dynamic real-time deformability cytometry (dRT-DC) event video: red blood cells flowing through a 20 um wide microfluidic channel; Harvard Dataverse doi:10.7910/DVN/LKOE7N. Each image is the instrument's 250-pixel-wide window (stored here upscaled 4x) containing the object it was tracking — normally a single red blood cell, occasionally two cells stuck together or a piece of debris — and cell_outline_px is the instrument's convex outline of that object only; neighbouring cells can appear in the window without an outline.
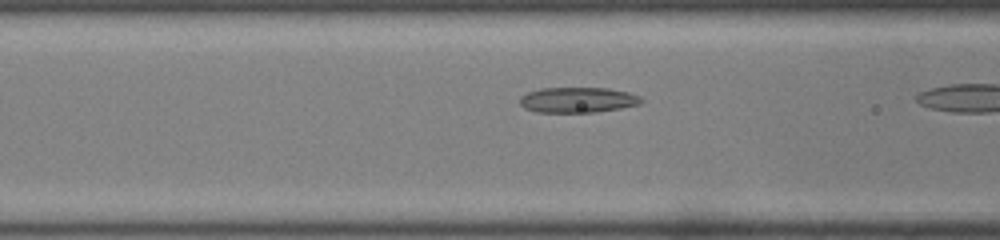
{"species": "common noctule bat (a hibernating species)", "species_latin": "Nyctalus noctula", "temperature_condition": "room temperature", "stored_images_in_passage": 19, "camera_frame_rate_fps": 3000, "um_per_image_px": 0.085, "animal": {"sex": "male", "body_mass_g": 19.0, "forearm_length_mm": 50.8}, "frame": {"image": 1, "passage_image": 6, "time_ms": 1.667, "image_size_px": [1000, 240], "cell_outline_px": [[644, 100], [640, 104], [620, 108], [592, 112], [536, 112], [524, 108], [520, 104], [520, 96], [528, 92], [540, 88], [608, 88], [628, 92], [640, 96]], "centroid_in_image_um": [49.1, 8.49], "position_along_channel_um": 117.5, "area_um2": 17.98}}
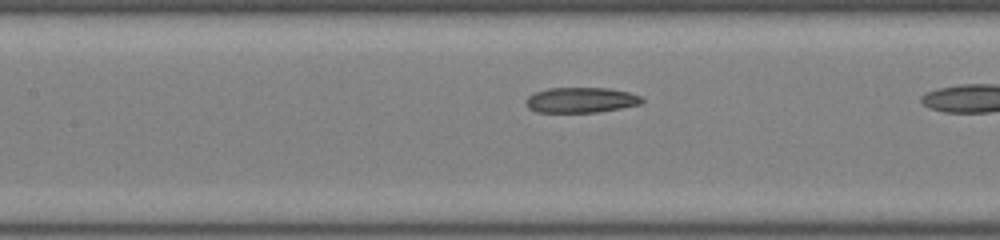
{"frame": {"image": 2, "passage_image": 9, "time_ms": 2.667, "image_size_px": [1000, 240], "cell_outline_px": [[644, 100], [640, 104], [620, 108], [596, 112], [536, 112], [528, 108], [528, 96], [536, 92], [548, 88], [608, 88], [628, 92], [640, 96]], "centroid_in_image_um": [49.39, 8.5], "position_along_channel_um": 158.0, "area_um2": 16.88}}